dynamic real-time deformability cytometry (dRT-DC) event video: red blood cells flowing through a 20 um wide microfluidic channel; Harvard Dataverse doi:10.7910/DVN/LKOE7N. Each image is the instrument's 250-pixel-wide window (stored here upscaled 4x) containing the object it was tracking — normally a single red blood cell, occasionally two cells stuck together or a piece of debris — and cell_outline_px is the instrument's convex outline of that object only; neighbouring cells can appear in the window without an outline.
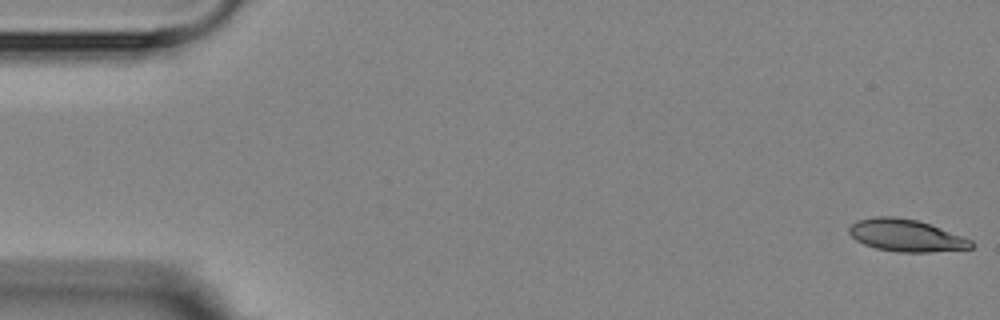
{"species": "Egyptian fruit bat (a non-hibernating species)", "species_latin": "Rousettus aegyptiacus", "temperature_condition": "room temperature", "stored_images_in_passage": 3, "segment_of_instrument_passage": [2, 2], "camera_frame_rate_fps": 3000, "um_per_image_px": 0.085, "animal": {"sex": "female"}, "frame": {"image": 1, "passage_image": 3, "time_ms": 2.333, "image_size_px": [1000, 320], "cell_outline_px": [[976, 244], [972, 248], [928, 252], [900, 252], [876, 248], [864, 244], [856, 240], [848, 232], [848, 228], [856, 220], [872, 216], [896, 216], [916, 220], [940, 228], [972, 240]], "centroid_in_image_um": [76.99, 20.0], "position_along_channel_um": 8.0, "area_um2": 22.83}}